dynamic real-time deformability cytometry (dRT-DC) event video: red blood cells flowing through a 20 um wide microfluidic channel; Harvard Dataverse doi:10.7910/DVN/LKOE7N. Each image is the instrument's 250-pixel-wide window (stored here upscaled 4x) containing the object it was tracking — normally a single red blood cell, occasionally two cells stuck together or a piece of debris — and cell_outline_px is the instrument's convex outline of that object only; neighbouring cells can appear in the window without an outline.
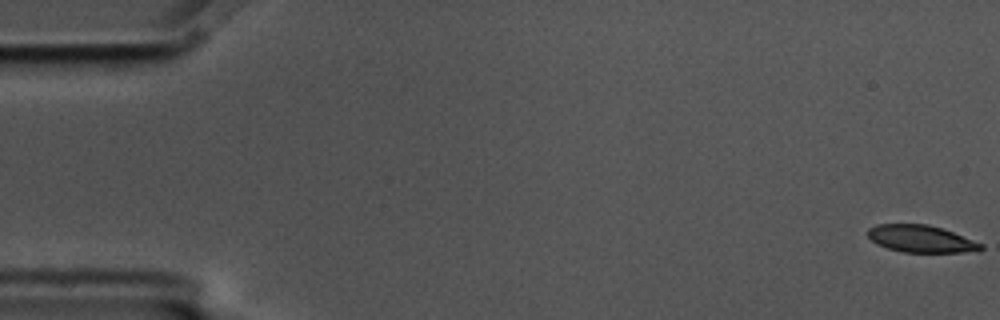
{"species": "common noctule bat (a hibernating species)", "species_latin": "Nyctalus noctula", "temperature_condition": "cold", "stored_images_in_passage": 57, "camera_frame_rate_fps": 3000, "um_per_image_px": 0.085, "animal": {"sex": "male", "body_mass_g": 17.5, "forearm_length_mm": 52.3}, "frame": {"image": 1, "passage_image": 1, "time_ms": 0.0, "image_size_px": [1000, 320], "cell_outline_px": [[984, 248], [980, 252], [904, 252], [888, 248], [876, 244], [868, 236], [868, 228], [876, 224], [928, 224], [952, 232], [984, 244]], "centroid_in_image_um": [78.31, 20.31], "position_along_channel_um": 6.7, "area_um2": 17.92}}
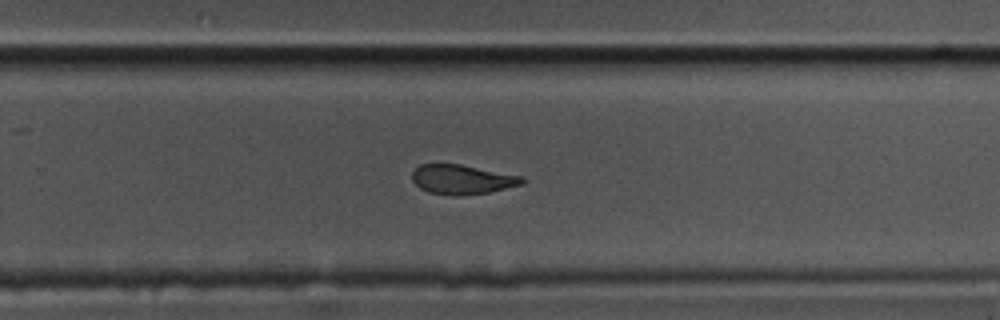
{"frame": {"image": 2, "passage_image": 37, "time_ms": 12.0, "image_size_px": [1000, 320], "cell_outline_px": [[524, 180], [520, 184], [488, 192], [456, 196], [452, 196], [428, 192], [420, 188], [412, 180], [412, 172], [420, 164], [460, 164], [524, 176]], "centroid_in_image_um": [39.24, 15.25], "position_along_channel_um": 290.6, "area_um2": 18.79}}
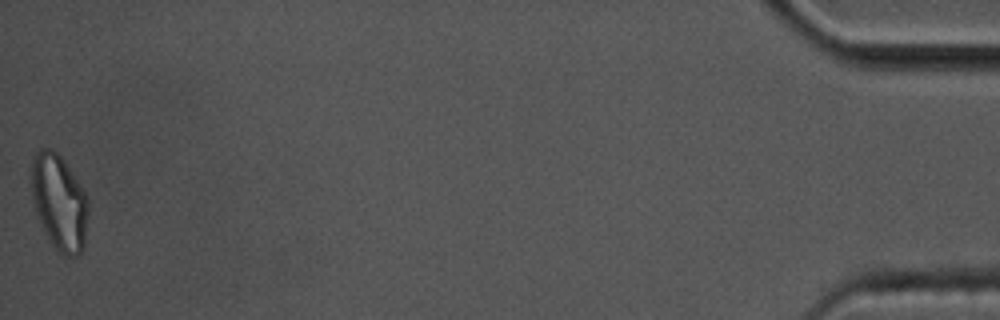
{"frame": {"image": 3, "passage_image": 57, "time_ms": 18.667, "image_size_px": [1000, 320], "cell_outline_px": [[88, 216], [84, 248], [80, 256], [64, 256], [56, 248], [48, 236], [36, 212], [28, 180], [32, 160], [36, 152], [40, 148], [48, 148], [56, 152], [64, 160], [88, 196]], "centroid_in_image_um": [5.03, 17.16], "position_along_channel_um": 430.2, "area_um2": 32.02}, "authors_computed_cell_mechanics": {"area_um2": 19.941, "velocity_mm_per_s": 3.564, "shape_relaxation_time_tau1_ms": null, "shape_relaxation_time_tau2_ms": 4.5762, "deformation_change_tau1": null, "deformation_change_tau2": 0.1166}}